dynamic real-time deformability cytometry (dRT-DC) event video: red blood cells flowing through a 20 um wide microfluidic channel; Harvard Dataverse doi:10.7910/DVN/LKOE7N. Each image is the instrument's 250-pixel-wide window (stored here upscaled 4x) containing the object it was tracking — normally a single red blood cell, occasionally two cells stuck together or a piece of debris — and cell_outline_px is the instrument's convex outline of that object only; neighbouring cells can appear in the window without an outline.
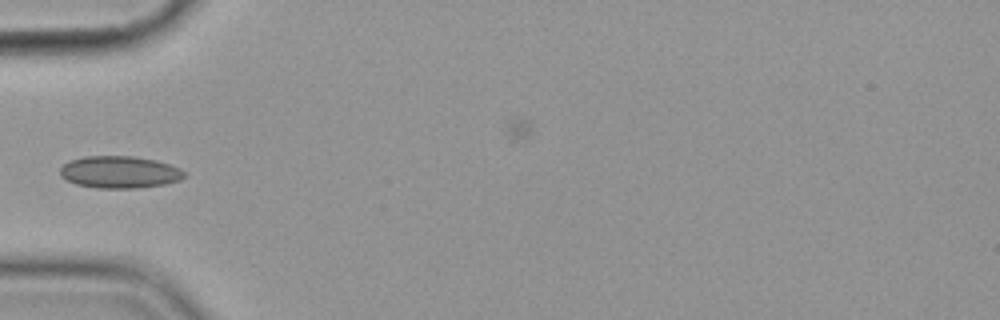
{"species": "common noctule bat (a hibernating species)", "species_latin": "Nyctalus noctula", "temperature_condition": "cold", "stored_images_in_passage": 7, "camera_frame_rate_fps": 3000, "um_per_image_px": 0.085, "animal": {"sex": "female", "body_mass_g": 19.9}, "frame": {"image": 1, "passage_image": 1, "time_ms": 0.0, "image_size_px": [1000, 320], "cell_outline_px": [[188, 176], [180, 180], [164, 184], [136, 188], [96, 188], [76, 184], [64, 180], [60, 176], [60, 168], [64, 164], [72, 160], [84, 156], [132, 156], [156, 160], [180, 168]], "centroid_in_image_um": [10.16, 14.63], "position_along_channel_um": 74.8, "area_um2": 23.35}}
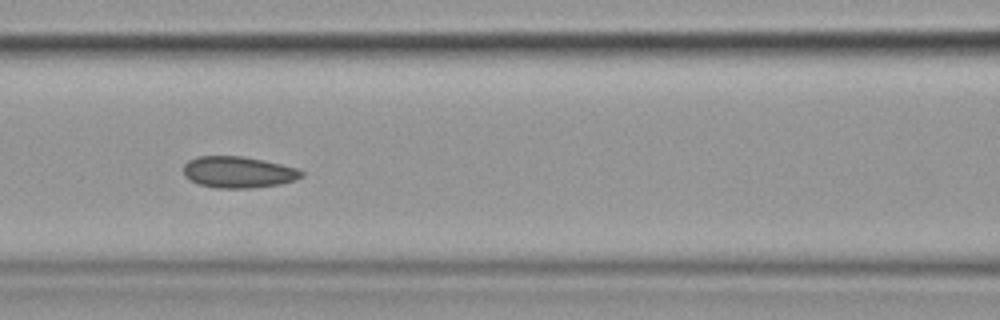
{"frame": {"image": 2, "passage_image": 3, "time_ms": 2.0, "image_size_px": [1000, 320], "cell_outline_px": [[304, 176], [296, 180], [280, 184], [252, 188], [216, 188], [200, 184], [184, 176], [184, 164], [188, 160], [196, 156], [244, 156], [264, 160], [296, 168], [304, 172]], "centroid_in_image_um": [20.27, 14.63], "position_along_channel_um": 146.3, "area_um2": 21.68}}
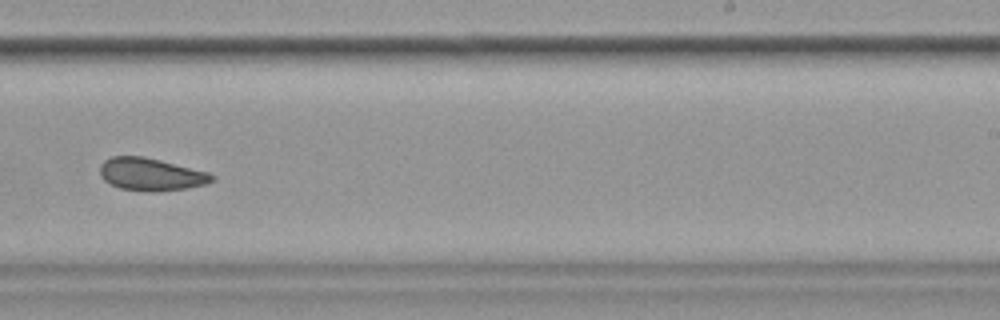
{"frame": {"image": 3, "passage_image": 6, "time_ms": 5.667, "image_size_px": [1000, 320], "cell_outline_px": [[216, 180], [208, 184], [188, 188], [152, 192], [120, 188], [104, 180], [100, 176], [100, 164], [104, 160], [112, 156], [144, 156], [208, 172], [216, 176]], "centroid_in_image_um": [12.86, 14.82], "position_along_channel_um": 276.1, "area_um2": 21.39}}